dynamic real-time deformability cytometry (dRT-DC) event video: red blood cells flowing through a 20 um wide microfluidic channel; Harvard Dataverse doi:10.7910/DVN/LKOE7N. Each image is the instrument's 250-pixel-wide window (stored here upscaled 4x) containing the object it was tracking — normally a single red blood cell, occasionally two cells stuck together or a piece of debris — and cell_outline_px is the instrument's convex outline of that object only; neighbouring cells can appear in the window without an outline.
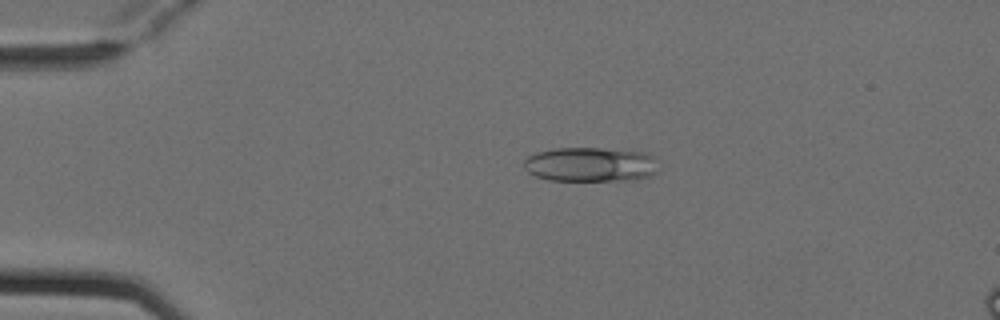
{"species": "Egyptian fruit bat (a non-hibernating species)", "species_latin": "Rousettus aegyptiacus", "temperature_condition": "cold", "stored_images_in_passage": 4, "segment_of_instrument_passage": [1, 2], "camera_frame_rate_fps": 3000, "um_per_image_px": 0.085, "animal": {"sex": "female"}, "frame": {"image": 1, "passage_image": 2, "time_ms": 0.333, "image_size_px": [1000, 320], "cell_outline_px": [[656, 172], [652, 176], [636, 180], [548, 180], [536, 176], [528, 172], [524, 168], [524, 160], [528, 156], [536, 152], [552, 148], [600, 148], [648, 152], [652, 156]], "centroid_in_image_um": [50.16, 13.97], "position_along_channel_um": 34.8, "area_um2": 27.11}}